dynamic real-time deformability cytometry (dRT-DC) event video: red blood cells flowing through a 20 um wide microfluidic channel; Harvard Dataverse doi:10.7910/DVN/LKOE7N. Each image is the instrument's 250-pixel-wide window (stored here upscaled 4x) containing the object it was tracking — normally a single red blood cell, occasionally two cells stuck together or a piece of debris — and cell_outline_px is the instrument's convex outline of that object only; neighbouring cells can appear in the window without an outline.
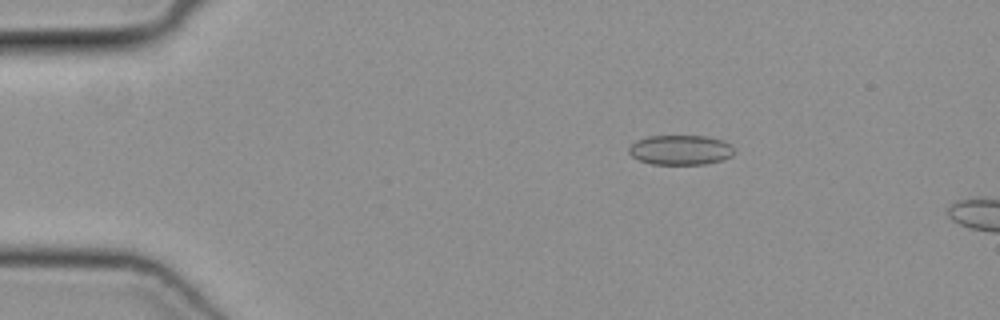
{"species": "common noctule bat (a hibernating species)", "species_latin": "Nyctalus noctula", "temperature_condition": "cold", "stored_images_in_passage": 11, "camera_frame_rate_fps": 3000, "um_per_image_px": 0.085, "animal": {"sex": "female", "body_mass_g": 19.3, "forearm_length_mm": 54.1}, "frame": {"image": 1, "passage_image": 7, "time_ms": 2.0, "image_size_px": [1000, 320], "cell_outline_px": [[736, 152], [732, 156], [720, 160], [704, 164], [652, 164], [640, 160], [632, 156], [628, 152], [628, 148], [632, 144], [648, 136], [704, 136], [724, 140], [732, 144]], "centroid_in_image_um": [57.89, 12.74], "position_along_channel_um": 27.1, "area_um2": 18.26}}